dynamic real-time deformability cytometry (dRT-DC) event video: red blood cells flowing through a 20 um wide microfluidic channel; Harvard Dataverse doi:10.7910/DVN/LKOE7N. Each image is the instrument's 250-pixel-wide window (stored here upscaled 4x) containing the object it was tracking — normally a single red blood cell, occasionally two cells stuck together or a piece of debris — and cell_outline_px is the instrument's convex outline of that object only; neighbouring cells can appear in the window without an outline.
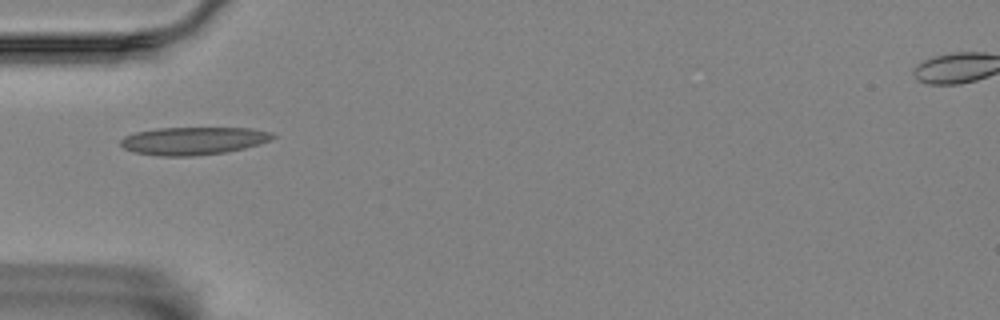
{"species": "Egyptian fruit bat (a non-hibernating species)", "species_latin": "Rousettus aegyptiacus", "temperature_condition": "room temperature", "stored_images_in_passage": 9, "camera_frame_rate_fps": 3000, "um_per_image_px": 0.085, "animal": {"sex": "female"}, "frame": {"image": 1, "passage_image": 6, "time_ms": 5.667, "image_size_px": [1000, 320], "cell_outline_px": [[276, 136], [260, 144], [244, 148], [224, 152], [192, 156], [160, 156], [132, 152], [124, 148], [120, 144], [120, 140], [124, 136], [136, 132], [156, 128], [252, 128], [272, 132]], "centroid_in_image_um": [16.41, 11.96], "position_along_channel_um": 68.6, "area_um2": 24.62}}
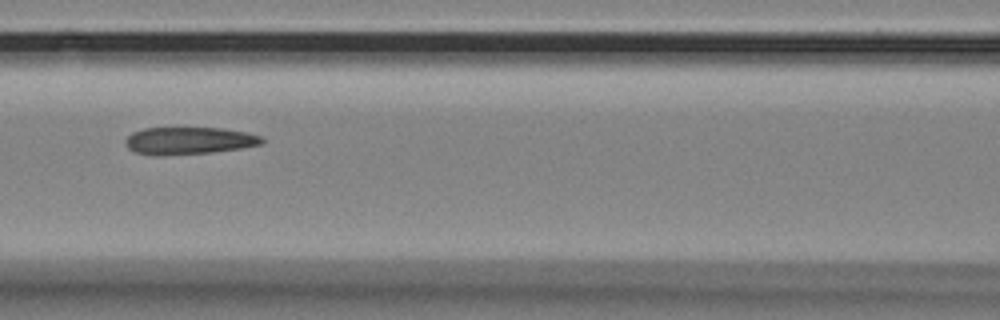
{"frame": {"image": 2, "passage_image": 8, "time_ms": 8.0, "image_size_px": [1000, 320], "cell_outline_px": [[264, 144], [240, 148], [212, 152], [160, 156], [156, 156], [136, 152], [128, 148], [124, 144], [124, 140], [132, 132], [144, 128], [224, 128], [248, 132], [260, 136], [264, 140]], "centroid_in_image_um": [16.05, 11.96], "position_along_channel_um": 150.5, "area_um2": 21.91}}
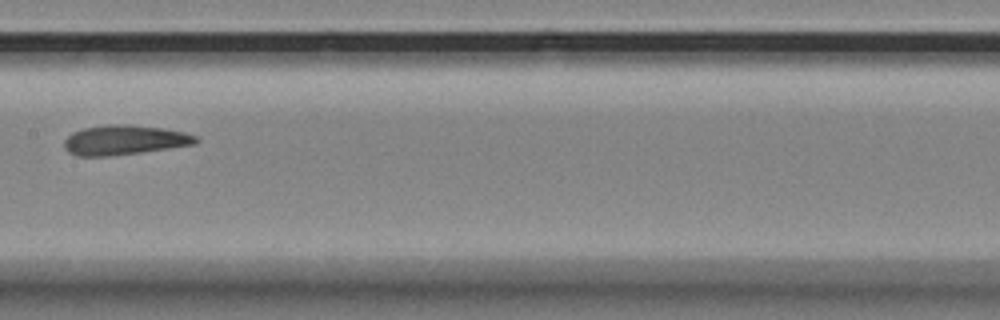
{"frame": {"image": 3, "passage_image": 9, "time_ms": 9.333, "image_size_px": [1000, 320], "cell_outline_px": [[200, 140], [192, 144], [168, 148], [112, 156], [76, 156], [68, 152], [64, 148], [64, 140], [72, 132], [84, 128], [108, 124], [128, 124], [160, 128], [184, 132], [196, 136]], "centroid_in_image_um": [10.52, 11.9], "position_along_channel_um": 196.9, "area_um2": 22.66}}